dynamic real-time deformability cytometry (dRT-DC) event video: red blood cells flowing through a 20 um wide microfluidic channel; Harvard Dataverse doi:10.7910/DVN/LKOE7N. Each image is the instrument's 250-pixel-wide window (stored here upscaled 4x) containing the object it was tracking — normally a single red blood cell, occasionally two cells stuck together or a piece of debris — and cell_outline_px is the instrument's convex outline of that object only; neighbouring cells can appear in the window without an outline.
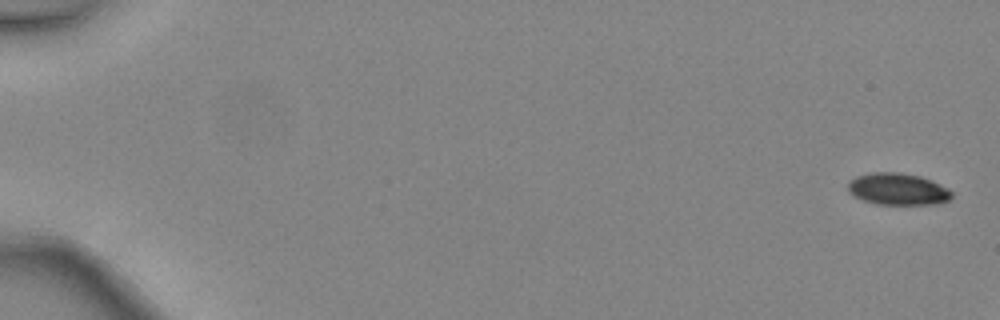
{"species": "common noctule bat (a hibernating species)", "species_latin": "Nyctalus noctula", "temperature_condition": "warm", "stored_images_in_passage": 3, "camera_frame_rate_fps": 3000, "um_per_image_px": 0.085, "animal": {"sex": "female", "body_mass_g": 24.6, "forearm_length_mm": 56.2}, "frame": {"image": 1, "passage_image": 1, "time_ms": 0.0, "image_size_px": [1000, 320], "cell_outline_px": [[952, 196], [948, 200], [936, 204], [876, 204], [852, 196], [848, 192], [848, 180], [856, 176], [872, 172], [900, 172], [920, 176], [948, 188], [952, 192]], "centroid_in_image_um": [76.27, 16.07], "position_along_channel_um": 8.7, "area_um2": 19.31}}